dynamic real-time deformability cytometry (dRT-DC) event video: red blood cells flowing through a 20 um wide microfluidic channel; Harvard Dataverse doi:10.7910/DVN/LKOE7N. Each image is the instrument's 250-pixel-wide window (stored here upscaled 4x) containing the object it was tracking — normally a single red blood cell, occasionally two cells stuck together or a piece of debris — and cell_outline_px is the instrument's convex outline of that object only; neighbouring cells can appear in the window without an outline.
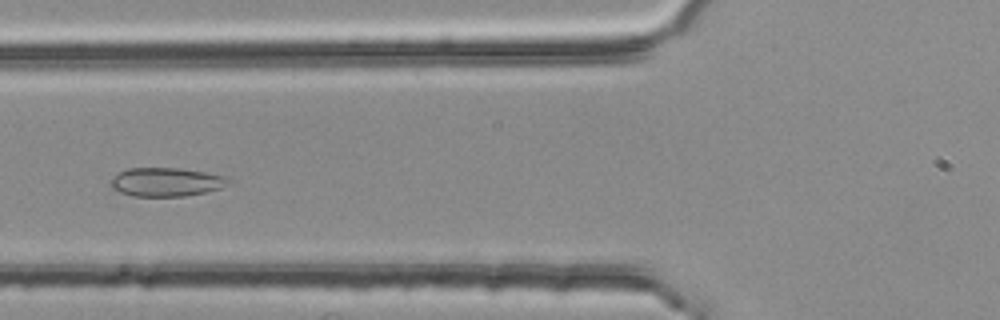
{"species": "common noctule bat (a hibernating species)", "species_latin": "Nyctalus noctula", "temperature_condition": "room temperature", "stored_images_in_passage": 6, "segment_of_instrument_passage": [2, 2], "camera_frame_rate_fps": 3000, "um_per_image_px": 0.085, "animal": {"sex": "female", "body_mass_g": 25.1}, "frame": {"image": 1, "passage_image": 6, "time_ms": 1.667, "image_size_px": [1000, 320], "cell_outline_px": [[232, 180], [220, 188], [204, 192], [184, 196], [132, 196], [120, 192], [112, 188], [112, 180], [120, 172], [128, 168], [180, 168], [204, 172], [224, 176]], "centroid_in_image_um": [14.13, 15.47], "position_along_channel_um": 111.7, "area_um2": 19.36}}